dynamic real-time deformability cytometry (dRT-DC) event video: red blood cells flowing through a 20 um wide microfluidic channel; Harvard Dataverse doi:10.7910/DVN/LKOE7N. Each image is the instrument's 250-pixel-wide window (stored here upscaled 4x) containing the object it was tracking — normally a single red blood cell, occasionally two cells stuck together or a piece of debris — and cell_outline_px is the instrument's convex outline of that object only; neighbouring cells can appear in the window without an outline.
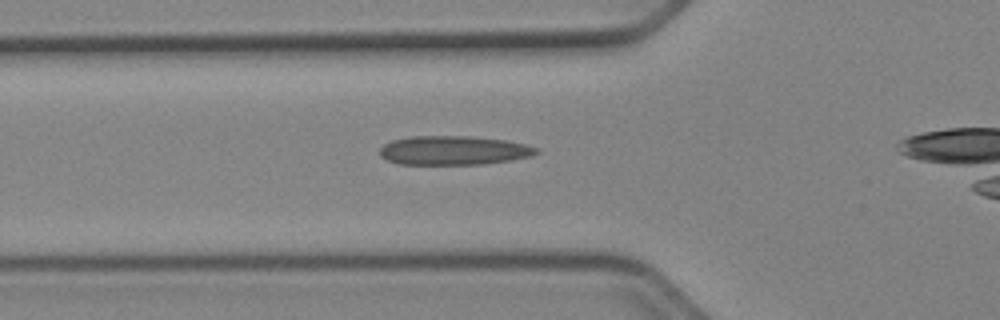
{"species": "Egyptian fruit bat (a non-hibernating species)", "species_latin": "Rousettus aegyptiacus", "temperature_condition": "cold", "stored_images_in_passage": 39, "camera_frame_rate_fps": 3000, "um_per_image_px": 0.085, "animal": {"sex": "female"}, "frame": {"image": 1, "passage_image": 13, "time_ms": 4.0, "image_size_px": [1000, 320], "cell_outline_px": [[540, 152], [532, 156], [508, 160], [480, 164], [400, 164], [388, 160], [380, 156], [380, 148], [384, 144], [392, 140], [408, 136], [472, 136], [504, 140], [524, 144], [540, 148]], "centroid_in_image_um": [38.55, 12.77], "position_along_channel_um": 87.2, "area_um2": 26.47}}
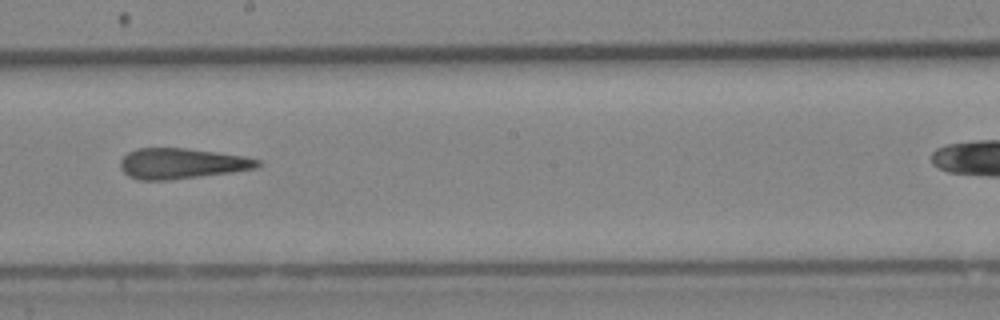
{"frame": {"image": 2, "passage_image": 24, "time_ms": 7.667, "image_size_px": [1000, 320], "cell_outline_px": [[264, 164], [256, 168], [232, 172], [168, 180], [140, 180], [128, 176], [120, 168], [120, 160], [128, 152], [136, 148], [184, 148], [216, 152], [244, 156], [260, 160]], "centroid_in_image_um": [15.44, 13.89], "position_along_channel_um": 232.8, "area_um2": 24.45}}
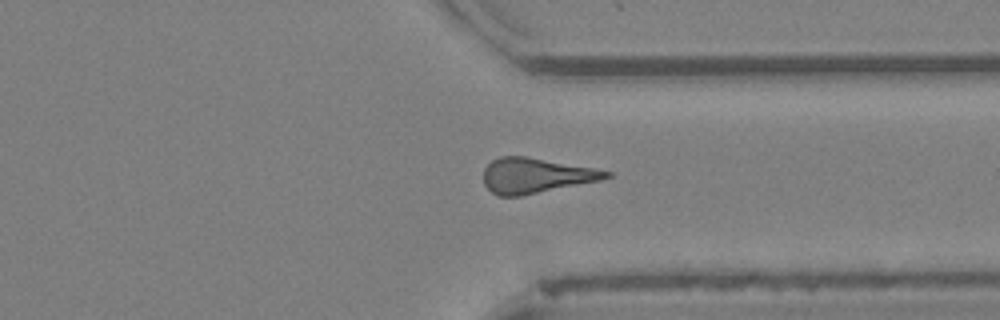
{"frame": {"image": 3, "passage_image": 34, "time_ms": 11.0, "image_size_px": [1000, 320], "cell_outline_px": [[612, 176], [604, 180], [520, 196], [500, 196], [492, 192], [484, 184], [484, 168], [492, 160], [500, 156], [524, 156], [596, 168], [612, 172]], "centroid_in_image_um": [45.58, 14.92], "position_along_channel_um": 365.8, "area_um2": 25.2}}